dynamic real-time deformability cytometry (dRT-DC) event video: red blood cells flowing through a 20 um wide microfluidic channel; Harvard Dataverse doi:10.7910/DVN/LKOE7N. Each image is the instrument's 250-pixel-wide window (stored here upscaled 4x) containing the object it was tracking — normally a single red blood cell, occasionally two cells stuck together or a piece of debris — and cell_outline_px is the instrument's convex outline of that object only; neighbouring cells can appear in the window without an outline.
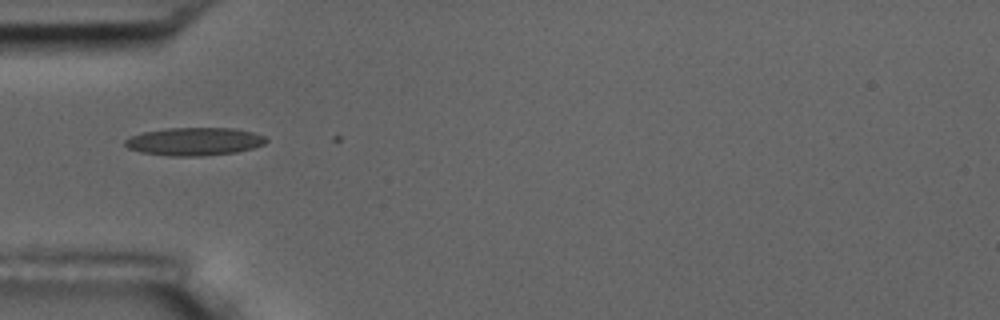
{"species": "common noctule bat (a hibernating species)", "species_latin": "Nyctalus noctula", "temperature_condition": "room temperature", "stored_images_in_passage": 2, "camera_frame_rate_fps": 3000, "um_per_image_px": 0.085, "animal": {"sex": "male", "body_mass_g": 17.5, "forearm_length_mm": 52.3}, "frame": {"image": 1, "passage_image": 1, "time_ms": 0.0, "image_size_px": [1000, 320], "cell_outline_px": [[268, 140], [264, 144], [252, 148], [236, 152], [204, 156], [168, 156], [140, 152], [128, 148], [124, 144], [124, 140], [132, 136], [144, 132], [168, 128], [232, 128], [252, 132], [264, 136]], "centroid_in_image_um": [16.51, 12.03], "position_along_channel_um": 68.5, "area_um2": 22.95}}